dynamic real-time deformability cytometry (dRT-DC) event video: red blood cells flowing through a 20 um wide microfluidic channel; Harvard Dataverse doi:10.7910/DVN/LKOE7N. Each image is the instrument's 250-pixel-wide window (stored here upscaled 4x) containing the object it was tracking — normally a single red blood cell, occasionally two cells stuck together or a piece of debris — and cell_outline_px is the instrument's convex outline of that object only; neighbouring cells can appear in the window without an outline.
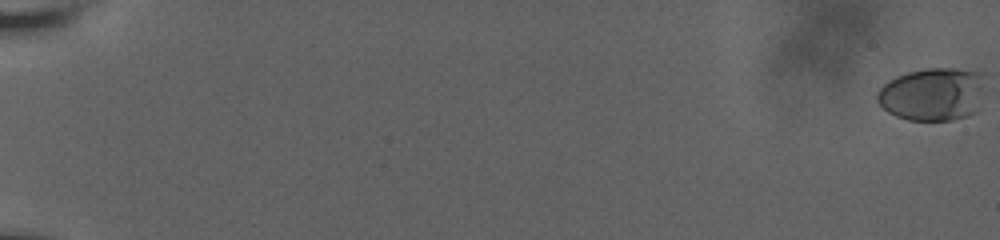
{"species": "human", "species_latin": "Homo sapiens", "temperature_condition": "room temperature", "stored_images_in_passage": 44, "camera_frame_rate_fps": 3000, "um_per_image_px": 0.085, "donor": {"sex": "male"}, "frame": {"image": 1, "passage_image": 1, "time_ms": 0.0, "image_size_px": [1000, 240], "cell_outline_px": [[984, 88], [976, 112], [968, 116], [952, 120], [908, 120], [896, 116], [888, 112], [876, 100], [876, 92], [888, 80], [896, 76], [908, 72], [928, 68], [956, 68], [980, 72]], "centroid_in_image_um": [79.26, 8.01], "position_along_channel_um": 5.7, "area_um2": 33.47}}
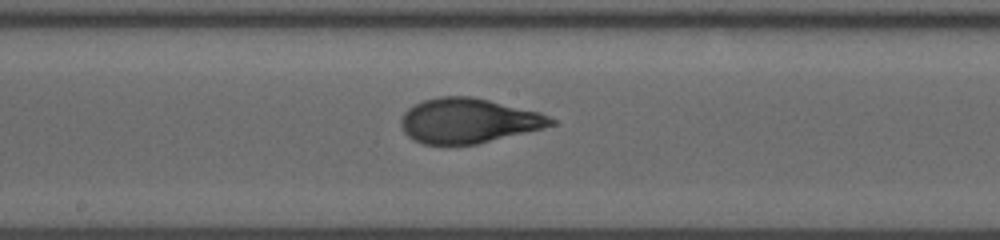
{"frame": {"image": 2, "passage_image": 23, "time_ms": 12.333, "image_size_px": [1000, 240], "cell_outline_px": [[556, 124], [544, 128], [476, 144], [424, 144], [408, 136], [404, 132], [400, 124], [400, 120], [404, 112], [408, 108], [424, 100], [440, 96], [472, 96], [540, 112], [556, 120]], "centroid_in_image_um": [39.82, 10.25], "position_along_channel_um": 208.4, "area_um2": 39.02}}
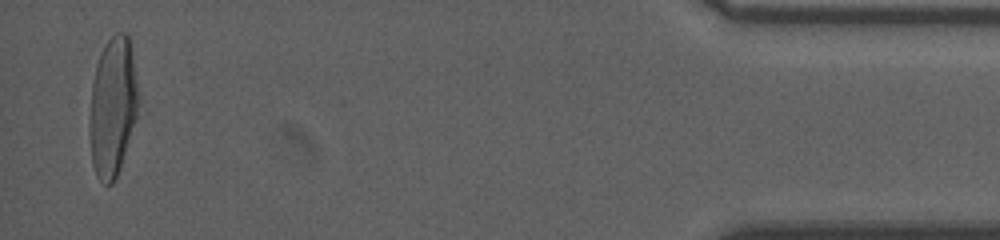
{"frame": {"image": 3, "passage_image": 44, "time_ms": 20.333, "image_size_px": [1000, 240], "cell_outline_px": [[136, 116], [116, 176], [112, 184], [104, 184], [96, 176], [92, 164], [88, 132], [88, 124], [92, 84], [96, 64], [100, 52], [104, 44], [116, 32], [124, 32], [128, 36], [136, 80]], "centroid_in_image_um": [9.51, 9.08], "position_along_channel_um": 425.7, "area_um2": 38.84}, "authors_computed_cell_mechanics": {"area_um2": 38.3214, "velocity_mm_per_s": 3.6257, "shape_relaxation_time_tau1_ms": 6.7215, "shape_relaxation_time_tau2_ms": 0.6716, "deformation_change_tau1": 0.2499, "deformation_change_tau2": 0.0744}}